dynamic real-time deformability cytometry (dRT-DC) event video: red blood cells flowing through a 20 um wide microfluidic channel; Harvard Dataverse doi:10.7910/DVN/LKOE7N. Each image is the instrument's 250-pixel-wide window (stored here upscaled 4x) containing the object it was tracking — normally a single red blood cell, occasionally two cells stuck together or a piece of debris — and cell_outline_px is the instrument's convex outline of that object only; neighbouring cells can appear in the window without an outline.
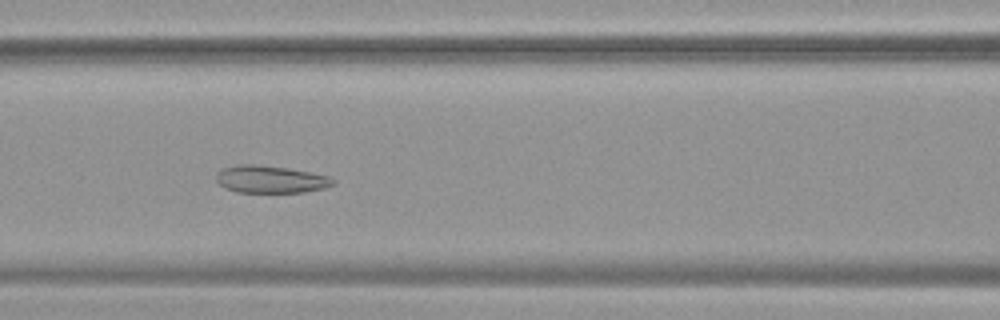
{"species": "common noctule bat (a hibernating species)", "species_latin": "Nyctalus noctula", "temperature_condition": "warm", "stored_images_in_passage": 10, "camera_frame_rate_fps": 3000, "um_per_image_px": 0.085, "animal": {"sex": "female", "body_mass_g": 19.9}, "frame": {"image": 1, "passage_image": 7, "time_ms": 2.0, "image_size_px": [1000, 320], "cell_outline_px": [[336, 184], [324, 188], [304, 192], [236, 192], [224, 188], [216, 180], [216, 172], [224, 168], [236, 164], [256, 164], [284, 168], [332, 176], [336, 180]], "centroid_in_image_um": [23.0, 15.24], "position_along_channel_um": 143.6, "area_um2": 18.73}}
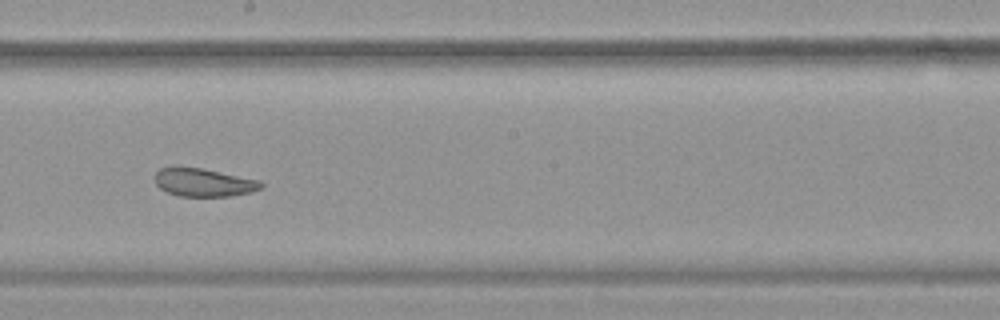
{"frame": {"image": 2, "passage_image": 9, "time_ms": 2.667, "image_size_px": [1000, 320], "cell_outline_px": [[264, 188], [252, 192], [228, 196], [180, 196], [168, 192], [160, 188], [156, 184], [156, 172], [160, 168], [172, 164], [176, 164], [204, 168], [260, 180], [264, 184]], "centroid_in_image_um": [17.31, 15.46], "position_along_channel_um": 230.9, "area_um2": 17.98}}
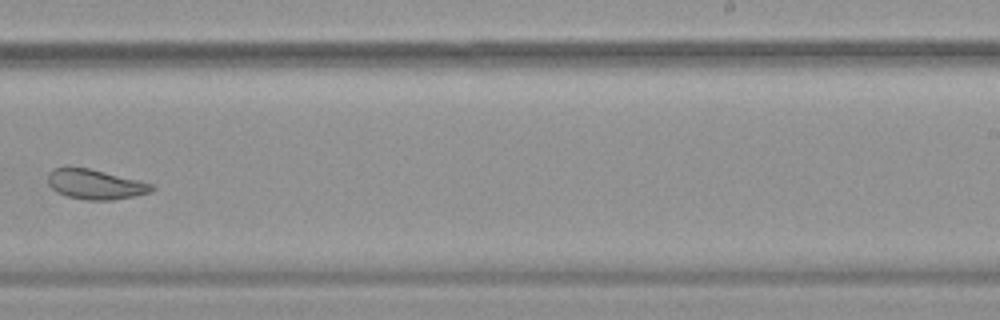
{"frame": {"image": 3, "passage_image": 10, "time_ms": 3.0, "image_size_px": [1000, 320], "cell_outline_px": [[156, 188], [152, 192], [112, 200], [88, 200], [68, 196], [56, 192], [48, 184], [48, 172], [52, 168], [64, 164], [68, 164], [88, 168], [152, 184]], "centroid_in_image_um": [8.01, 15.63], "position_along_channel_um": 281.0, "area_um2": 18.32}}